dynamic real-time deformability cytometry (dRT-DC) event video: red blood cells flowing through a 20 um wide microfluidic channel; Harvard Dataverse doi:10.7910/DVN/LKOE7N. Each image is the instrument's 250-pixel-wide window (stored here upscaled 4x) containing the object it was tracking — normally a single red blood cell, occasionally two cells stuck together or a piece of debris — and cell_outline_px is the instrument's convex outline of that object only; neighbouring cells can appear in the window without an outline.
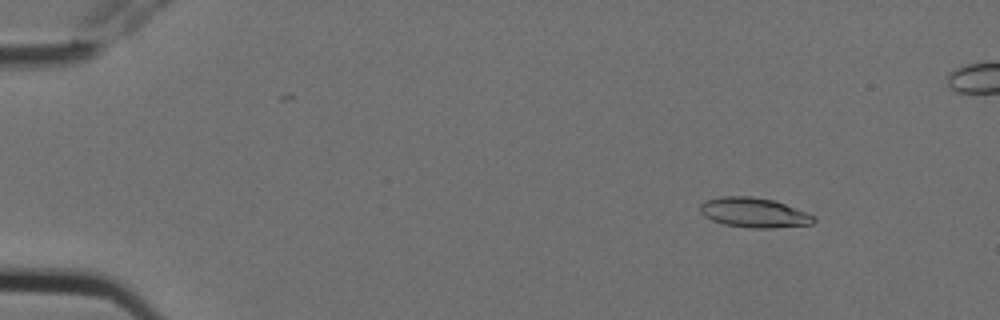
{"species": "Egyptian fruit bat (a non-hibernating species)", "species_latin": "Rousettus aegyptiacus", "temperature_condition": "cold", "stored_images_in_passage": 6, "camera_frame_rate_fps": 3000, "um_per_image_px": 0.085, "animal": {"sex": "female"}, "frame": {"image": 1, "passage_image": 2, "time_ms": 0.333, "image_size_px": [1000, 320], "cell_outline_px": [[816, 220], [812, 224], [772, 228], [748, 228], [724, 224], [712, 220], [704, 216], [700, 212], [700, 204], [704, 200], [720, 196], [752, 196], [772, 200], [784, 204], [816, 216]], "centroid_in_image_um": [64.06, 18.07], "position_along_channel_um": 20.9, "area_um2": 19.77}}